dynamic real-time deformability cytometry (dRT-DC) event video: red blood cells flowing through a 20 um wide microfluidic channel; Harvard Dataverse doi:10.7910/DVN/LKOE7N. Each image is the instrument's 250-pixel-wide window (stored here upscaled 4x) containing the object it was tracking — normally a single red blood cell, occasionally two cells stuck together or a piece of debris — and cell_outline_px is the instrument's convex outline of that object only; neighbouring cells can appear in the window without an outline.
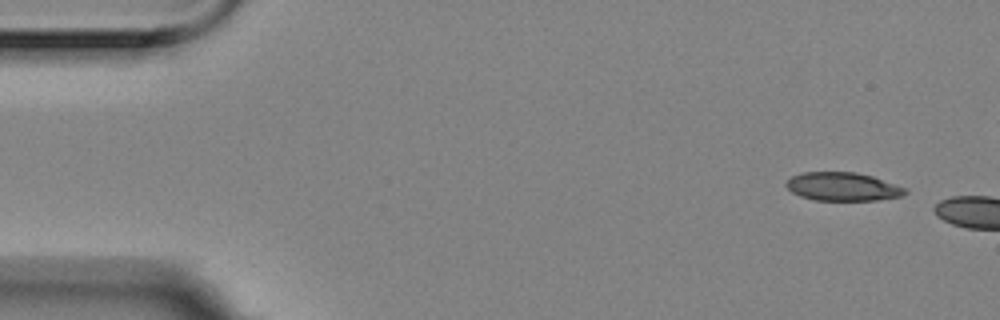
{"species": "Egyptian fruit bat (a non-hibernating species)", "species_latin": "Rousettus aegyptiacus", "temperature_condition": "room temperature", "stored_images_in_passage": 10, "camera_frame_rate_fps": 3000, "um_per_image_px": 0.085, "animal": {"sex": "female"}, "frame": {"image": 1, "passage_image": 1, "time_ms": 0.0, "image_size_px": [1000, 320], "cell_outline_px": [[908, 192], [904, 196], [876, 200], [816, 200], [800, 196], [792, 192], [784, 184], [792, 176], [804, 172], [856, 172], [872, 176], [908, 188]], "centroid_in_image_um": [71.67, 15.86], "position_along_channel_um": 13.3, "area_um2": 19.77}}
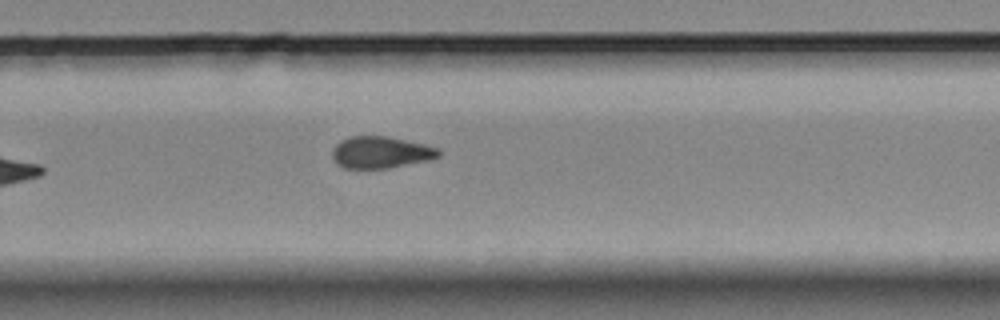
{"frame": {"image": 2, "passage_image": 10, "time_ms": 3.0, "image_size_px": [1000, 320], "cell_outline_px": [[440, 156], [428, 160], [388, 168], [344, 168], [336, 164], [332, 160], [332, 148], [340, 140], [348, 136], [388, 136], [424, 144], [436, 148], [440, 152]], "centroid_in_image_um": [32.3, 12.94], "position_along_channel_um": 297.5, "area_um2": 19.77}}